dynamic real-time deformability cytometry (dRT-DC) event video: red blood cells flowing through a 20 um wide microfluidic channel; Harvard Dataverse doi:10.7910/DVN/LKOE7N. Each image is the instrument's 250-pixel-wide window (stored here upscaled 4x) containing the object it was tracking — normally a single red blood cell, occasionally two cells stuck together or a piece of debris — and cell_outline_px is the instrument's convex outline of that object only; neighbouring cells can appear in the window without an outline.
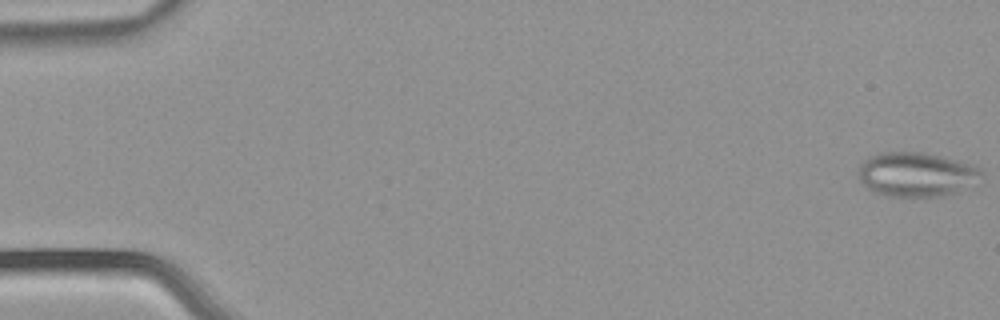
{"species": "common noctule bat (a hibernating species)", "species_latin": "Nyctalus noctula", "temperature_condition": "warm", "stored_images_in_passage": 53, "camera_frame_rate_fps": 3000, "um_per_image_px": 0.085, "animal": {"sex": "male", "body_mass_g": 21.5, "forearm_length_mm": 52.0}, "frame": {"image": 1, "passage_image": 1, "time_ms": 0.0, "image_size_px": [1000, 320], "cell_outline_px": [[984, 172], [956, 192], [936, 196], [888, 196], [876, 192], [868, 188], [860, 180], [860, 164], [868, 156], [880, 152], [924, 152], [976, 164]], "centroid_in_image_um": [77.86, 14.79], "position_along_channel_um": 7.1, "area_um2": 31.27}}
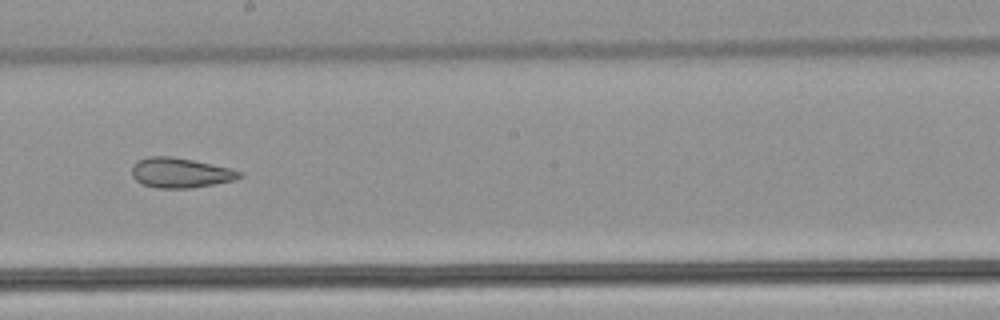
{"frame": {"image": 2, "passage_image": 31, "time_ms": 10.0, "image_size_px": [1000, 320], "cell_outline_px": [[244, 176], [236, 180], [216, 184], [192, 188], [156, 188], [144, 184], [136, 180], [132, 176], [132, 164], [136, 160], [148, 156], [172, 156], [232, 168], [244, 172]], "centroid_in_image_um": [15.37, 14.68], "position_along_channel_um": 232.8, "area_um2": 19.13}}
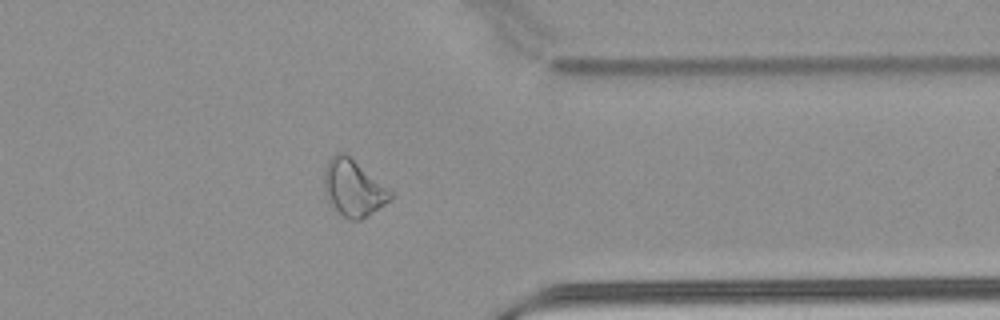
{"frame": {"image": 3, "passage_image": 43, "time_ms": 14.0, "image_size_px": [1000, 320], "cell_outline_px": [[396, 192], [384, 204], [368, 216], [360, 220], [348, 220], [328, 204], [324, 192], [324, 168], [328, 160], [336, 152], [344, 152]], "centroid_in_image_um": [30.03, 15.98], "position_along_channel_um": 381.4, "area_um2": 22.31}}